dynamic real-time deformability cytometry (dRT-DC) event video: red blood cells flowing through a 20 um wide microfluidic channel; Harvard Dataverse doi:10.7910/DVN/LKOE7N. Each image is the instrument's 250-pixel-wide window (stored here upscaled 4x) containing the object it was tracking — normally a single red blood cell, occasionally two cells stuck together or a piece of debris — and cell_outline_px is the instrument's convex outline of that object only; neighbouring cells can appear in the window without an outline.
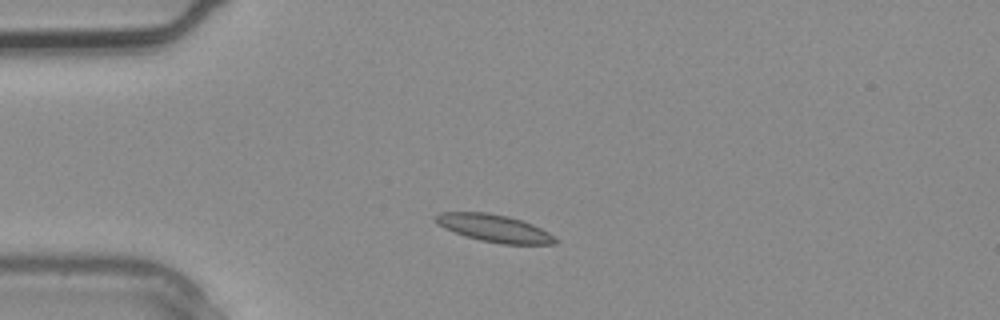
{"species": "common noctule bat (a hibernating species)", "species_latin": "Nyctalus noctula", "temperature_condition": "warm", "stored_images_in_passage": 2, "camera_frame_rate_fps": 3000, "um_per_image_px": 0.085, "animal": {"sex": "male", "body_mass_g": 20.4}, "frame": {"image": 1, "passage_image": 2, "time_ms": 0.333, "image_size_px": [1000, 320], "cell_outline_px": [[560, 240], [556, 244], [500, 244], [480, 240], [464, 236], [452, 232], [436, 224], [432, 220], [432, 216], [440, 212], [488, 212], [508, 216], [532, 224], [548, 232]], "centroid_in_image_um": [41.95, 19.4], "position_along_channel_um": 43.0, "area_um2": 19.48}}